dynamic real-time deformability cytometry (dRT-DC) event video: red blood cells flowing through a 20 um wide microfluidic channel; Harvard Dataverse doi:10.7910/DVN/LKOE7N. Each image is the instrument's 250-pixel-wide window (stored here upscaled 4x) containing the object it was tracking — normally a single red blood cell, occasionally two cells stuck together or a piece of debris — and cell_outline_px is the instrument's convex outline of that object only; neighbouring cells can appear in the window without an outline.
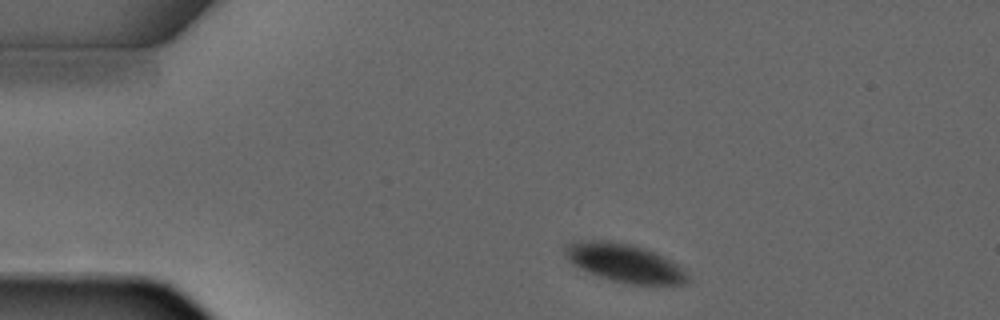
{"species": "common noctule bat (a hibernating species)", "species_latin": "Nyctalus noctula", "temperature_condition": "warm", "stored_images_in_passage": 2, "segment_of_instrument_passage": [1, 2], "camera_frame_rate_fps": 3000, "um_per_image_px": 0.085, "animal": {"sex": "male", "forearm_length_mm": 52.5}, "frame": {"image": 1, "passage_image": 1, "time_ms": 0.0, "image_size_px": [1000, 320], "cell_outline_px": [[688, 280], [684, 284], [632, 284], [612, 280], [600, 276], [580, 268], [572, 264], [568, 260], [564, 252], [564, 244], [580, 240], [604, 240], [628, 244], [644, 248], [676, 264], [688, 276]], "centroid_in_image_um": [53.0, 22.34], "position_along_channel_um": 32.0, "area_um2": 26.76}}